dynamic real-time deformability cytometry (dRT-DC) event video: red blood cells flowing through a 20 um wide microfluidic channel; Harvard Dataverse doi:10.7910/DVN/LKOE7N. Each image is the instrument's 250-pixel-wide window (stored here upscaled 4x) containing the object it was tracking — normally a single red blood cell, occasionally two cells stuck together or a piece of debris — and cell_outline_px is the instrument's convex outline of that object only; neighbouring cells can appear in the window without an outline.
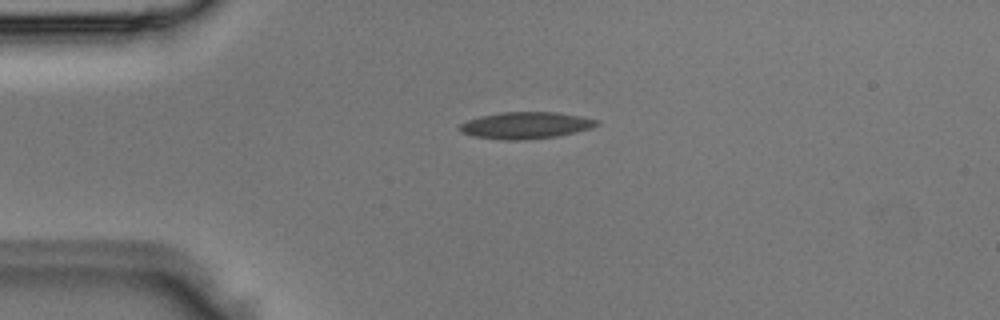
{"species": "Egyptian fruit bat (a non-hibernating species)", "species_latin": "Rousettus aegyptiacus", "temperature_condition": "room temperature", "stored_images_in_passage": 2, "camera_frame_rate_fps": 3000, "um_per_image_px": 0.085, "animal": {"sex": "male"}, "frame": {"image": 1, "passage_image": 2, "time_ms": 0.333, "image_size_px": [1000, 320], "cell_outline_px": [[600, 124], [592, 128], [576, 132], [556, 136], [524, 140], [504, 140], [472, 136], [460, 132], [456, 128], [460, 124], [468, 120], [480, 116], [500, 112], [556, 112], [580, 116], [600, 120]], "centroid_in_image_um": [44.67, 10.65], "position_along_channel_um": 40.3, "area_um2": 21.56}}